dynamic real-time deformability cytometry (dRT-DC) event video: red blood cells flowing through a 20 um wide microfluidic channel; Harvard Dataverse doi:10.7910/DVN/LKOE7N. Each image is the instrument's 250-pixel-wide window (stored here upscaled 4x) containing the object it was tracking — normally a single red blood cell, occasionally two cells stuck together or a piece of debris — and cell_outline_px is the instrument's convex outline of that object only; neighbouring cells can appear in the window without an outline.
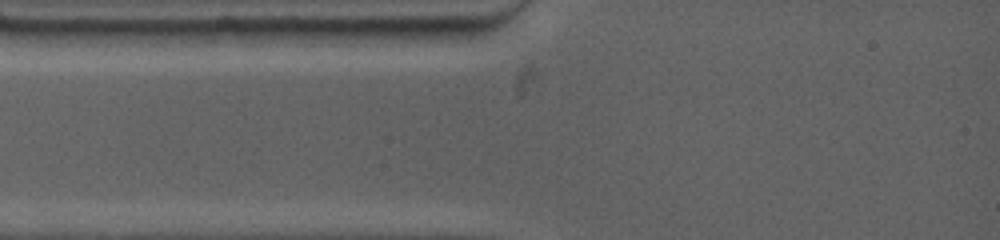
{"species": "common noctule bat (a hibernating species)", "species_latin": "Nyctalus noctula", "temperature_condition": "warm", "stored_images_in_passage": 2, "camera_frame_rate_fps": 4500, "um_per_image_px": 0.085, "animal": {"sex": "female", "body_mass_g": 19.0, "forearm_length_mm": 53.3}, "frame": {"image": 1, "passage_image": 1, "time_ms": 0.0, "image_size_px": [1000, 240], "cell_outline_px": [[476, 32], [452, 44], [316, 44], [316, 28], [472, 28]], "centroid_in_image_um": [33.27, 3.04], "position_along_channel_um": 51.7, "area_um2": 17.4}}